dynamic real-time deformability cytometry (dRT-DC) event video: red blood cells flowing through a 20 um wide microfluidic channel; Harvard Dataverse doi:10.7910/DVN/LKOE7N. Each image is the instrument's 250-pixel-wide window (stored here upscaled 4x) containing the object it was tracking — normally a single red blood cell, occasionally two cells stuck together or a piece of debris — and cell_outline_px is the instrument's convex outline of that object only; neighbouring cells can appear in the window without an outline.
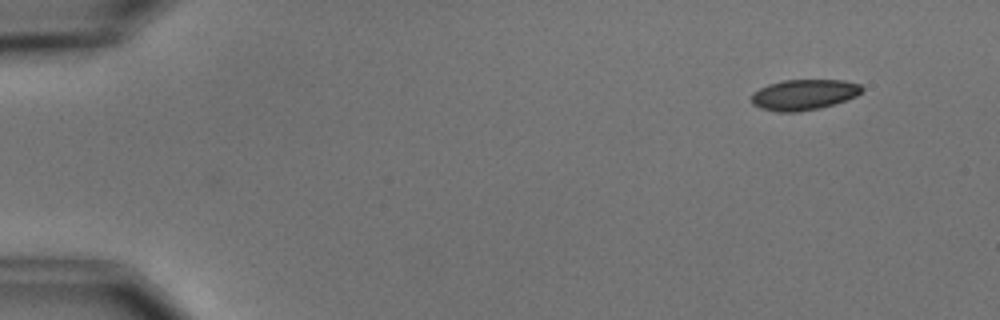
{"species": "common noctule bat (a hibernating species)", "species_latin": "Nyctalus noctula", "temperature_condition": "cold", "stored_images_in_passage": 4, "camera_frame_rate_fps": 3000, "um_per_image_px": 0.085, "animal": {"sex": "male", "body_mass_g": 15.6}, "frame": {"image": 1, "passage_image": 1, "time_ms": 0.0, "image_size_px": [1000, 320], "cell_outline_px": [[864, 88], [856, 96], [820, 108], [796, 112], [776, 112], [760, 108], [752, 104], [752, 92], [768, 84], [784, 80], [844, 80], [860, 84]], "centroid_in_image_um": [68.3, 8.04], "position_along_channel_um": 16.7, "area_um2": 19.65}}
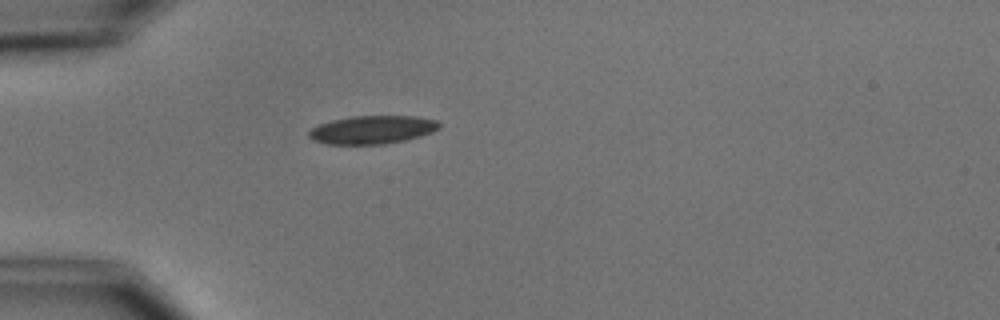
{"frame": {"image": 2, "passage_image": 4, "time_ms": 3.667, "image_size_px": [1000, 320], "cell_outline_px": [[440, 128], [432, 132], [408, 140], [384, 144], [328, 144], [312, 140], [308, 136], [308, 132], [312, 128], [320, 124], [332, 120], [352, 116], [416, 116], [436, 120], [440, 124]], "centroid_in_image_um": [31.66, 11.03], "position_along_channel_um": 53.3, "area_um2": 21.5}}